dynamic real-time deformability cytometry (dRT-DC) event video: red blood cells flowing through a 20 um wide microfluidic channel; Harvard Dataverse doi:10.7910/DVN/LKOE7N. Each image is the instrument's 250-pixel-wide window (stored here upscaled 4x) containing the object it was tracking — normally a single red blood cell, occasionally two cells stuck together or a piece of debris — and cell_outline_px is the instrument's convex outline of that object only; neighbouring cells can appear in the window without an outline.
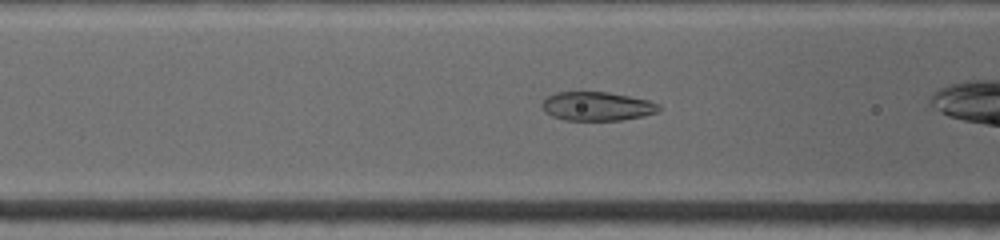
{"species": "common noctule bat (a hibernating species)", "species_latin": "Nyctalus noctula", "temperature_condition": "warm", "stored_images_in_passage": 9, "camera_frame_rate_fps": 4500, "um_per_image_px": 0.085, "animal": {"sex": "female", "body_mass_g": 19.0, "forearm_length_mm": 53.3}, "frame": {"image": 1, "passage_image": 3, "time_ms": 0.444, "image_size_px": [1000, 240], "cell_outline_px": [[660, 108], [656, 112], [644, 116], [620, 120], [564, 120], [552, 116], [544, 112], [540, 104], [548, 96], [556, 92], [608, 92], [648, 100], [660, 104]], "centroid_in_image_um": [50.72, 9.03], "position_along_channel_um": 115.9, "area_um2": 19.65}}
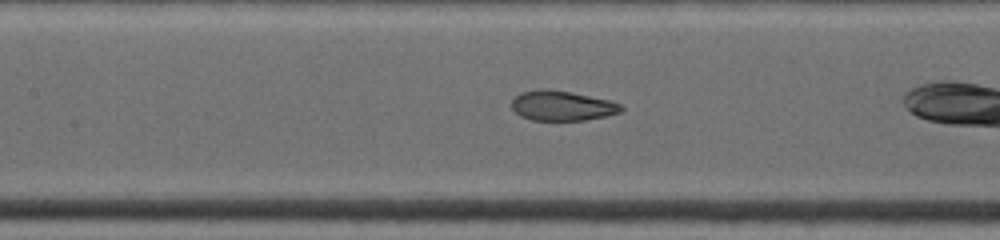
{"frame": {"image": 2, "passage_image": 6, "time_ms": 1.556, "image_size_px": [1000, 240], "cell_outline_px": [[624, 108], [620, 112], [604, 116], [584, 120], [532, 120], [520, 116], [512, 108], [512, 100], [520, 92], [536, 88], [544, 88], [572, 92], [608, 100], [620, 104]], "centroid_in_image_um": [47.73, 8.97], "position_along_channel_um": 159.7, "area_um2": 19.07}}